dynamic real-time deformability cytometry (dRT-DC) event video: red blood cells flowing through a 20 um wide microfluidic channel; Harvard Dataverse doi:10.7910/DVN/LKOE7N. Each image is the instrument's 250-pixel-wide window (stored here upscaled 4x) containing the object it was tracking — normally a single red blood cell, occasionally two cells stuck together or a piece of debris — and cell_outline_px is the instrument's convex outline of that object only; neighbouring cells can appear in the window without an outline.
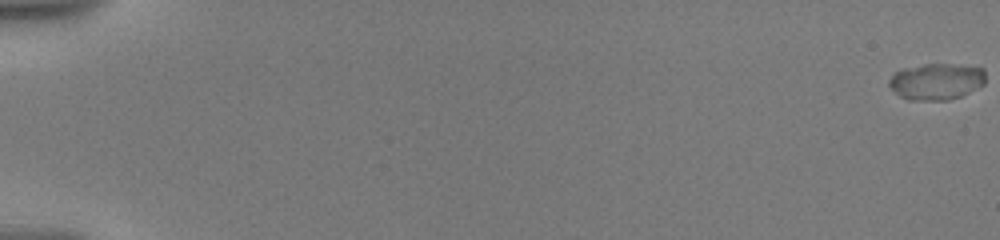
{"species": "human", "species_latin": "Homo sapiens", "temperature_condition": "warm", "stored_images_in_passage": 22, "camera_frame_rate_fps": 3000, "um_per_image_px": 0.085, "donor": {"sex": "male"}, "frame": {"image": 1, "passage_image": 1, "time_ms": 0.0, "image_size_px": [1000, 240], "cell_outline_px": [[984, 84], [960, 96], [948, 100], [908, 100], [900, 96], [888, 88], [888, 80], [900, 68], [924, 64], [948, 64], [984, 68]], "centroid_in_image_um": [79.53, 6.93], "position_along_channel_um": 5.5, "area_um2": 20.52}}
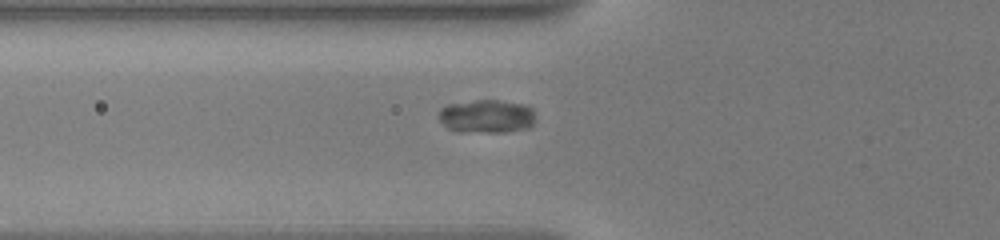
{"frame": {"image": 2, "passage_image": 13, "time_ms": 8.0, "image_size_px": [1000, 240], "cell_outline_px": [[536, 120], [528, 128], [504, 132], [456, 132], [448, 128], [440, 120], [440, 108], [448, 104], [476, 100], [496, 100], [528, 104], [532, 108]], "centroid_in_image_um": [41.4, 9.88], "position_along_channel_um": 84.4, "area_um2": 19.02}}
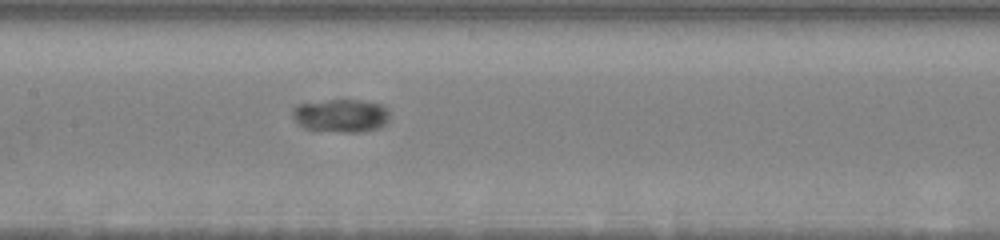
{"frame": {"image": 3, "passage_image": 16, "time_ms": 10.667, "image_size_px": [1000, 240], "cell_outline_px": [[388, 124], [380, 128], [360, 132], [344, 132], [304, 128], [292, 116], [292, 108], [296, 104], [328, 100], [360, 100], [384, 104], [388, 108]], "centroid_in_image_um": [29.03, 9.82], "position_along_channel_um": 178.4, "area_um2": 18.96}}